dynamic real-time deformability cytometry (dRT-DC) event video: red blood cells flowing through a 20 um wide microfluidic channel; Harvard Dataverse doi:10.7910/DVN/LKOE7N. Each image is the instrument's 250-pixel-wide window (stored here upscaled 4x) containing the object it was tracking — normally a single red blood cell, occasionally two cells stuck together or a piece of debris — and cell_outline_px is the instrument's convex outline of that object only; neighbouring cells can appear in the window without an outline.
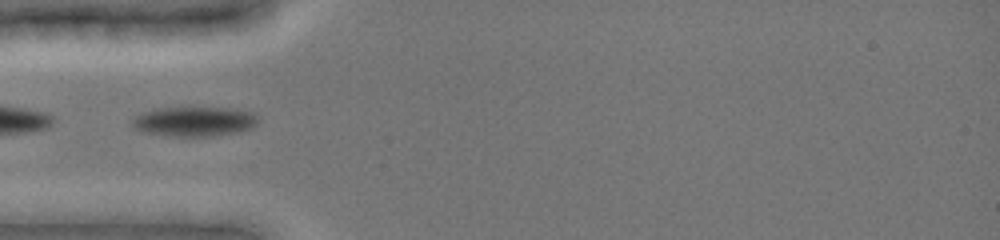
{"species": "common noctule bat (a hibernating species)", "species_latin": "Nyctalus noctula", "temperature_condition": "cold", "stored_images_in_passage": 10, "camera_frame_rate_fps": 3000, "um_per_image_px": 0.085, "animal": {"sex": "female", "body_mass_g": 19.0, "forearm_length_mm": 51.5}, "frame": {"image": 1, "passage_image": 5, "time_ms": 2.333, "image_size_px": [1000, 240], "cell_outline_px": [[256, 124], [252, 128], [236, 132], [212, 136], [172, 136], [144, 132], [132, 128], [132, 116], [152, 108], [228, 108], [252, 112], [256, 116]], "centroid_in_image_um": [16.43, 10.32], "position_along_channel_um": 68.6, "area_um2": 21.73}}
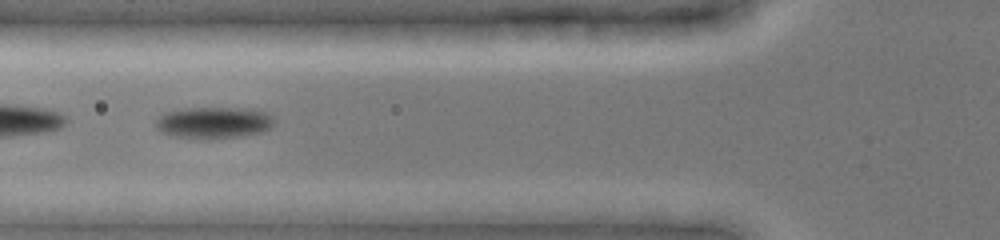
{"frame": {"image": 2, "passage_image": 7, "time_ms": 3.333, "image_size_px": [1000, 240], "cell_outline_px": [[276, 120], [272, 128], [260, 132], [244, 136], [208, 140], [204, 140], [172, 136], [160, 132], [156, 128], [156, 120], [164, 112], [184, 108], [252, 108], [268, 112]], "centroid_in_image_um": [18.2, 10.43], "position_along_channel_um": 107.6, "area_um2": 22.48}}